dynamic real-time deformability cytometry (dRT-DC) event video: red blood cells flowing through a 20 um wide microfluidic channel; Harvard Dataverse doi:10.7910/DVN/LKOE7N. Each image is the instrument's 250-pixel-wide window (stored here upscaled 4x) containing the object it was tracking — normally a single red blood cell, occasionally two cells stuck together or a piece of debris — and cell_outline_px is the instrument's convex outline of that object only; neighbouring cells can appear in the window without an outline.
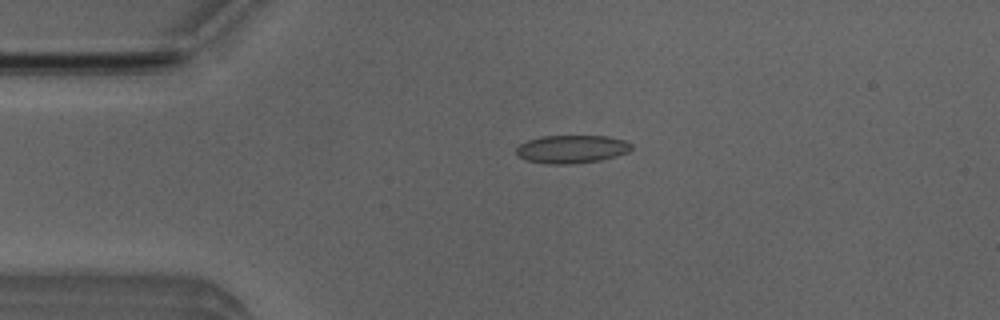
{"species": "Egyptian fruit bat (a non-hibernating species)", "species_latin": "Rousettus aegyptiacus", "temperature_condition": "room temperature", "stored_images_in_passage": 52, "camera_frame_rate_fps": 3000, "um_per_image_px": 0.085, "animal": {"sex": "male"}, "frame": {"image": 1, "passage_image": 11, "time_ms": 3.333, "image_size_px": [1000, 320], "cell_outline_px": [[632, 148], [628, 152], [616, 156], [600, 160], [572, 164], [548, 164], [528, 160], [520, 156], [516, 152], [516, 148], [520, 144], [528, 140], [544, 136], [608, 136], [624, 140], [632, 144]], "centroid_in_image_um": [48.62, 12.67], "position_along_channel_um": 36.4, "area_um2": 18.73}}
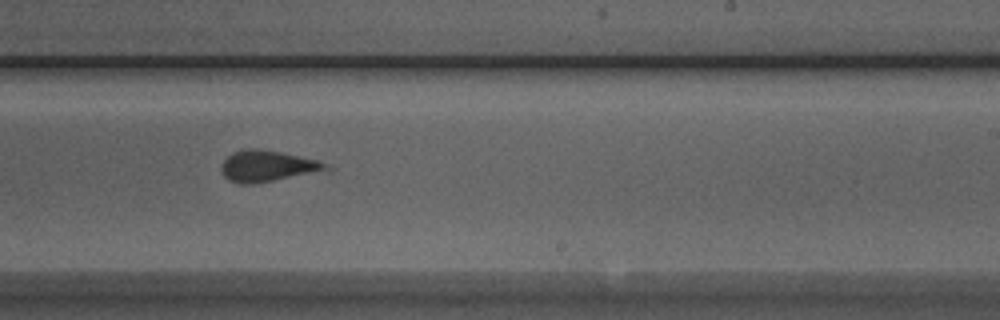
{"frame": {"image": 2, "passage_image": 31, "time_ms": 10.0, "image_size_px": [1000, 320], "cell_outline_px": [[336, 168], [252, 184], [240, 184], [228, 180], [220, 172], [220, 164], [232, 152], [248, 148], [256, 148], [280, 152], [316, 160]], "centroid_in_image_um": [22.66, 14.11], "position_along_channel_um": 266.3, "area_um2": 18.84}}
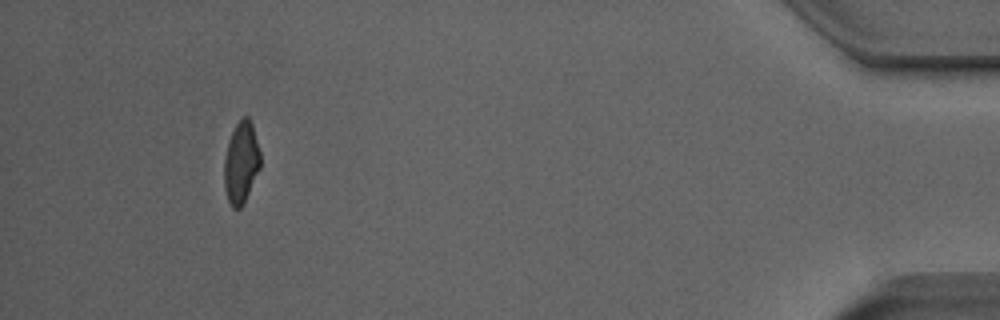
{"frame": {"image": 3, "passage_image": 48, "time_ms": 15.667, "image_size_px": [1000, 320], "cell_outline_px": [[260, 168], [244, 204], [240, 208], [232, 208], [228, 200], [224, 188], [224, 160], [228, 140], [236, 124], [244, 116], [248, 116], [252, 124], [260, 152]], "centroid_in_image_um": [20.49, 13.84], "position_along_channel_um": 414.7, "area_um2": 17.28}, "authors_computed_cell_mechanics": {"area_um2": 18.6983, "velocity_mm_per_s": 3.9022, "shape_relaxation_time_tau1_ms": 4.9691, "shape_relaxation_time_tau2_ms": 1.1983, "deformation_change_tau1": 0.1545, "deformation_change_tau2": 0.102}}